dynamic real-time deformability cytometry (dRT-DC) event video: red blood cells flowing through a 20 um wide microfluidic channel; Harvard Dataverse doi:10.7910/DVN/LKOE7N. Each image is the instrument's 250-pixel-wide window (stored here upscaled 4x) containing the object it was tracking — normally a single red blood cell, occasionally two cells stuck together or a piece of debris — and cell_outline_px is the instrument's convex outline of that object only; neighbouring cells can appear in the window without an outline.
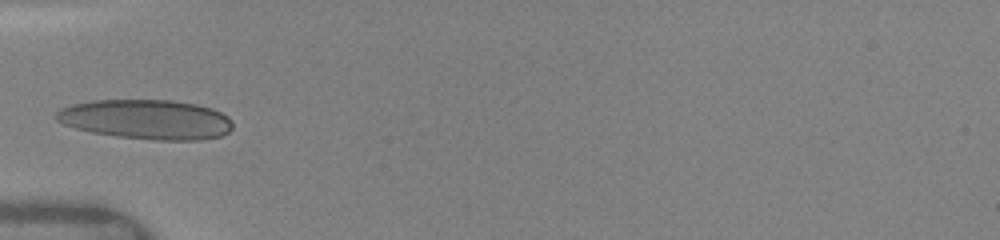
{"species": "human", "species_latin": "Homo sapiens", "temperature_condition": "warm", "stored_images_in_passage": 5, "camera_frame_rate_fps": 3000, "um_per_image_px": 0.085, "donor": {"sex": "female"}, "frame": {"image": 1, "passage_image": 4, "time_ms": 3.667, "image_size_px": [1000, 240], "cell_outline_px": [[232, 128], [228, 132], [220, 136], [200, 140], [156, 140], [116, 136], [92, 132], [76, 128], [64, 124], [56, 120], [56, 112], [60, 108], [72, 104], [92, 100], [172, 100], [196, 104], [212, 108], [228, 116], [232, 120]], "centroid_in_image_um": [12.45, 10.14], "position_along_channel_um": 72.5, "area_um2": 40.86}}